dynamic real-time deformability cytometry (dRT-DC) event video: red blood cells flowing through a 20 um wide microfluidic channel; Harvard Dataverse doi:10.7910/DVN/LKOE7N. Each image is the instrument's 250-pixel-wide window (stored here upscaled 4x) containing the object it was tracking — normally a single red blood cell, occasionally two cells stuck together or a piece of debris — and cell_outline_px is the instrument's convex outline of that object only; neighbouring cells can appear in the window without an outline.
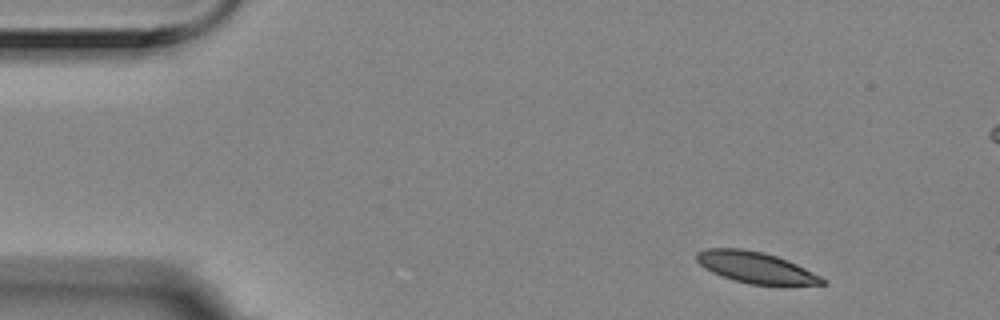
{"species": "Egyptian fruit bat (a non-hibernating species)", "species_latin": "Rousettus aegyptiacus", "temperature_condition": "room temperature", "stored_images_in_passage": 9, "camera_frame_rate_fps": 3000, "um_per_image_px": 0.085, "animal": {"sex": "female"}, "frame": {"image": 1, "passage_image": 1, "time_ms": 0.0, "image_size_px": [1000, 320], "cell_outline_px": [[828, 284], [748, 284], [732, 280], [712, 272], [704, 268], [696, 260], [696, 252], [704, 248], [740, 248], [764, 252], [788, 260], [828, 280]], "centroid_in_image_um": [64.19, 22.72], "position_along_channel_um": 20.8, "area_um2": 22.77}}
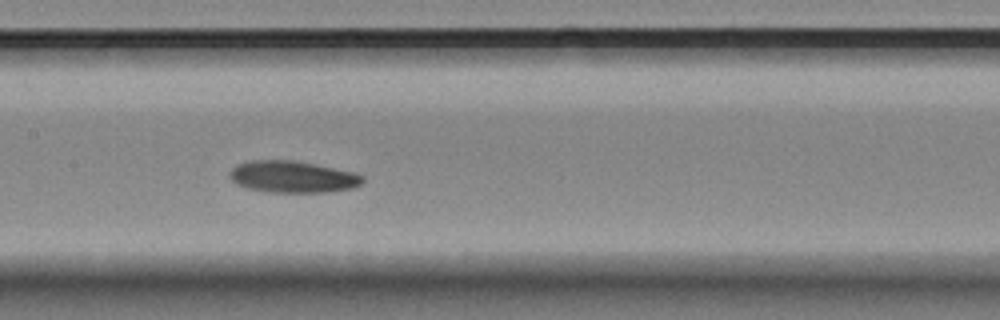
{"frame": {"image": 2, "passage_image": 7, "time_ms": 2.0, "image_size_px": [1000, 320], "cell_outline_px": [[364, 180], [360, 184], [352, 188], [328, 192], [268, 192], [248, 188], [236, 184], [228, 176], [228, 172], [236, 164], [252, 160], [292, 160], [316, 164], [352, 172], [364, 176]], "centroid_in_image_um": [24.83, 15.02], "position_along_channel_um": 182.6, "area_um2": 24.62}}
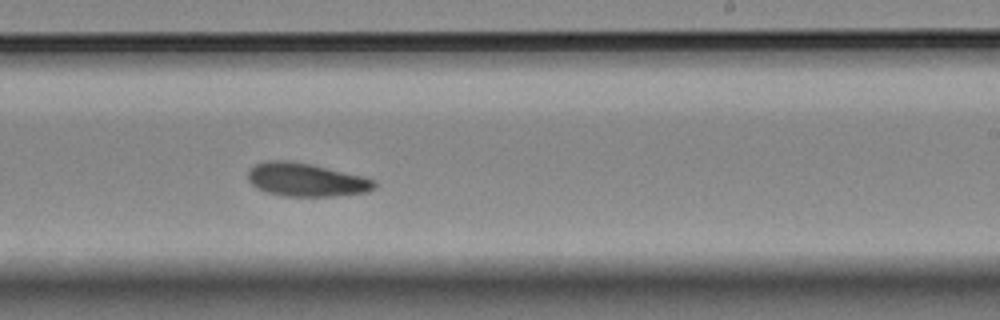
{"frame": {"image": 3, "passage_image": 9, "time_ms": 2.667, "image_size_px": [1000, 320], "cell_outline_px": [[376, 188], [368, 192], [336, 196], [284, 196], [268, 192], [256, 188], [248, 180], [248, 172], [256, 164], [268, 160], [288, 160], [312, 164], [376, 180]], "centroid_in_image_um": [26.03, 15.28], "position_along_channel_um": 263.0, "area_um2": 24.51}}